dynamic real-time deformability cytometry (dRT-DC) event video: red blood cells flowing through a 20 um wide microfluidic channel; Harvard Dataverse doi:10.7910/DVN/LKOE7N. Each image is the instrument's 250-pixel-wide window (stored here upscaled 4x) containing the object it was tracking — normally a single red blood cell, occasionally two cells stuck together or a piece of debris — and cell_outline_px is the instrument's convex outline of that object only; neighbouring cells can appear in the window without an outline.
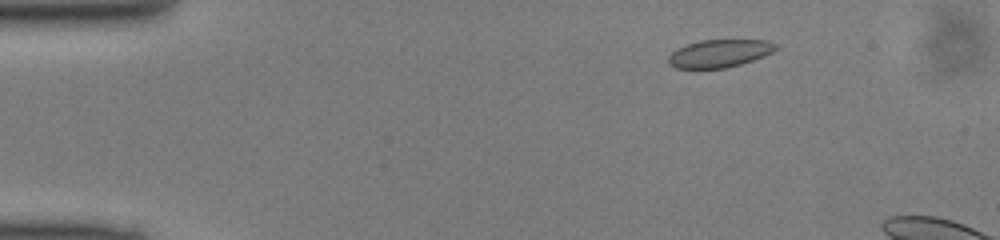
{"species": "common noctule bat (a hibernating species)", "species_latin": "Nyctalus noctula", "temperature_condition": "cold", "stored_images_in_passage": 7, "camera_frame_rate_fps": 3000, "um_per_image_px": 0.085, "animal": {"sex": "male", "body_mass_g": 13.0, "forearm_length_mm": 53.1}, "frame": {"image": 1, "passage_image": 1, "time_ms": 0.0, "image_size_px": [1000, 240], "cell_outline_px": [[780, 48], [764, 56], [740, 64], [724, 68], [676, 68], [668, 64], [668, 56], [672, 52], [688, 44], [700, 40], [768, 40], [776, 44]], "centroid_in_image_um": [61.18, 4.53], "position_along_channel_um": 23.8, "area_um2": 17.28}}